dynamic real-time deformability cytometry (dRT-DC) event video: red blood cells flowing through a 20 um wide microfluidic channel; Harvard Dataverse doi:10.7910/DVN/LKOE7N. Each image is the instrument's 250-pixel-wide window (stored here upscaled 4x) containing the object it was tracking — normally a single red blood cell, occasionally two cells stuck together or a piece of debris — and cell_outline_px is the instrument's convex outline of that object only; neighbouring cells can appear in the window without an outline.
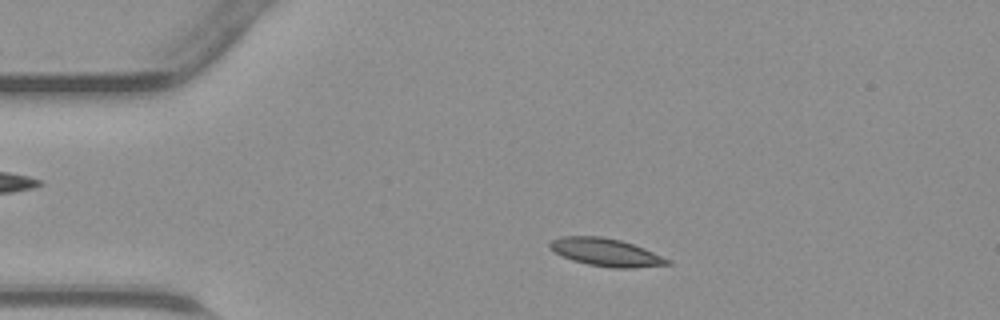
{"species": "common noctule bat (a hibernating species)", "species_latin": "Nyctalus noctula", "temperature_condition": "warm", "stored_images_in_passage": 42, "camera_frame_rate_fps": 3000, "um_per_image_px": 0.085, "animal": {"sex": "male", "body_mass_g": 23.1, "forearm_length_mm": 52.7}, "frame": {"image": 1, "passage_image": 6, "time_ms": 1.667, "image_size_px": [1000, 320], "cell_outline_px": [[672, 264], [628, 268], [612, 268], [588, 264], [572, 260], [548, 248], [548, 244], [552, 240], [560, 236], [600, 236], [620, 240], [644, 248], [672, 260]], "centroid_in_image_um": [51.51, 21.44], "position_along_channel_um": 33.5, "area_um2": 18.96}}
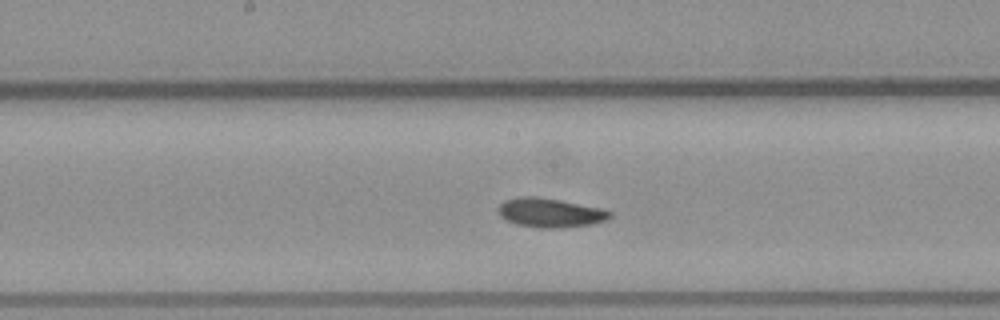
{"frame": {"image": 2, "passage_image": 20, "time_ms": 6.333, "image_size_px": [1000, 320], "cell_outline_px": [[612, 216], [608, 220], [592, 224], [560, 228], [536, 228], [516, 224], [500, 216], [500, 204], [504, 200], [516, 196], [536, 196], [560, 200], [600, 208], [612, 212]], "centroid_in_image_um": [46.78, 18.08], "position_along_channel_um": 201.4, "area_um2": 19.02}}
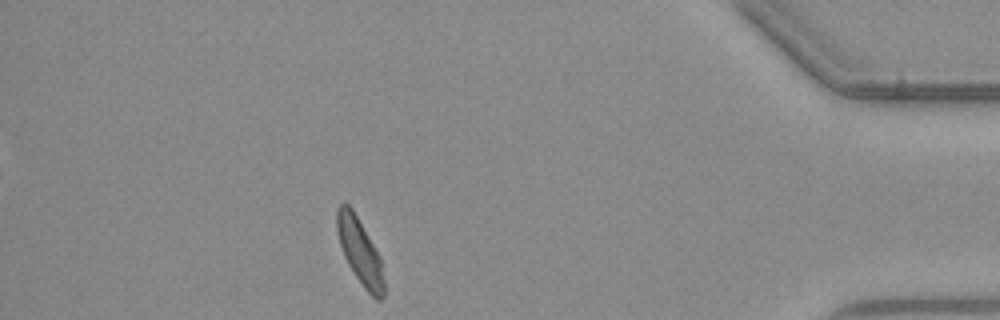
{"frame": {"image": 3, "passage_image": 37, "time_ms": 12.0, "image_size_px": [1000, 320], "cell_outline_px": [[384, 296], [380, 300], [376, 300], [364, 288], [348, 264], [344, 256], [340, 244], [336, 228], [336, 208], [340, 204], [348, 204], [352, 208], [380, 256], [384, 280]], "centroid_in_image_um": [30.58, 21.37], "position_along_channel_um": 404.6, "area_um2": 17.86}}